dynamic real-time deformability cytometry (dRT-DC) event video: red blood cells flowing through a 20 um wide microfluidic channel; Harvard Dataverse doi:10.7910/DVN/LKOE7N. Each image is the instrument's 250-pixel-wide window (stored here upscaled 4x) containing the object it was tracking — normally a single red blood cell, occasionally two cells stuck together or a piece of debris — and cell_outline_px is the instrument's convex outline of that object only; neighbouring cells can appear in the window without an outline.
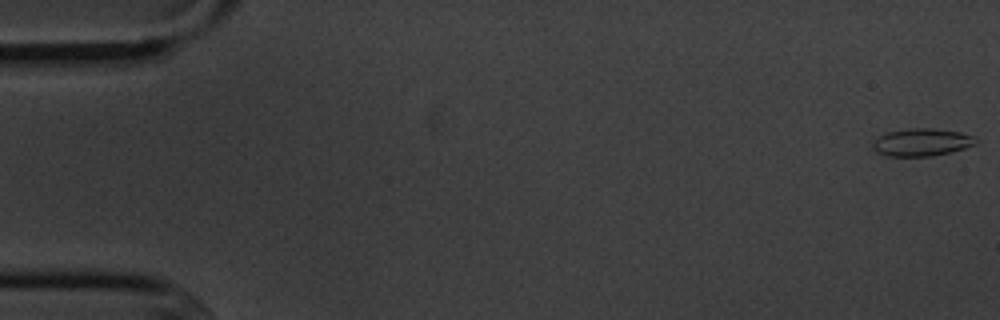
{"species": "common noctule bat (a hibernating species)", "species_latin": "Nyctalus noctula", "temperature_condition": "cold", "stored_images_in_passage": 5, "camera_frame_rate_fps": 3000, "um_per_image_px": 0.085, "animal": {"sex": "male", "body_mass_g": 20.1, "forearm_length_mm": 53.5}, "frame": {"image": 1, "passage_image": 1, "time_ms": 0.0, "image_size_px": [1000, 320], "cell_outline_px": [[976, 144], [964, 148], [932, 156], [888, 156], [876, 152], [872, 148], [872, 144], [884, 132], [908, 128], [932, 128], [960, 132], [972, 136], [976, 140]], "centroid_in_image_um": [78.3, 12.08], "position_along_channel_um": 6.7, "area_um2": 16.47}}
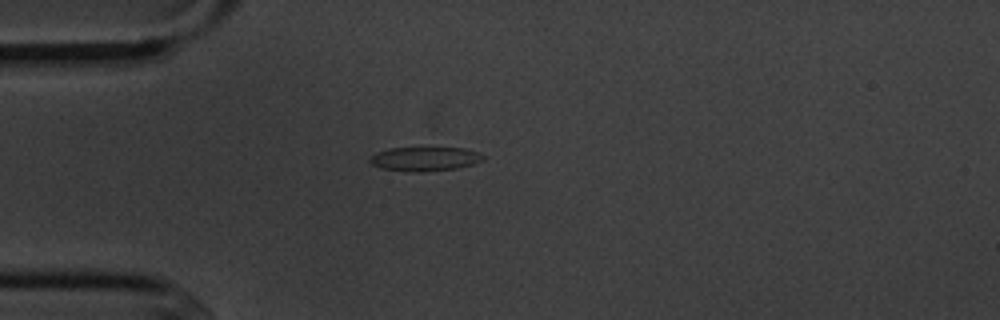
{"frame": {"image": 2, "passage_image": 5, "time_ms": 4.667, "image_size_px": [1000, 320], "cell_outline_px": [[484, 160], [472, 164], [456, 168], [420, 172], [416, 172], [380, 168], [372, 164], [368, 160], [376, 152], [388, 148], [420, 144], [464, 148], [476, 152], [484, 156]], "centroid_in_image_um": [36.08, 13.43], "position_along_channel_um": 48.9, "area_um2": 16.82}}